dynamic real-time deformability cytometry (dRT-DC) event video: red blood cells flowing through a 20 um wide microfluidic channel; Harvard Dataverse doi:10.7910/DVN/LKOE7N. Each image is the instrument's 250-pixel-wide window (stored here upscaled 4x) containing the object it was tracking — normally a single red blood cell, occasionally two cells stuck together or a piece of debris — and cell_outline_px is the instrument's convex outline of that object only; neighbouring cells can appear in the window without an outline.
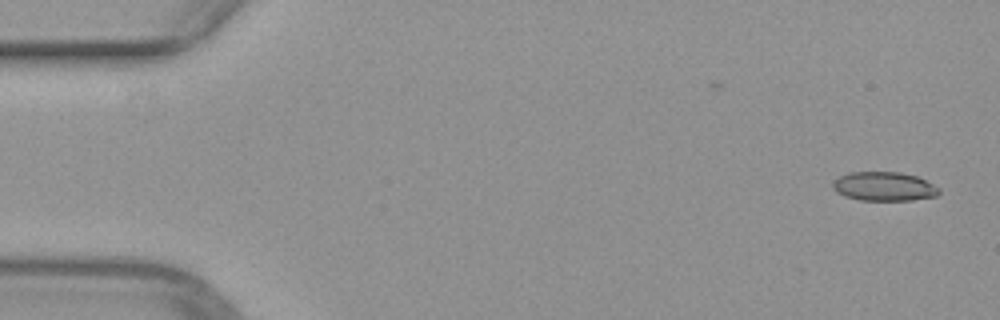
{"species": "common noctule bat (a hibernating species)", "species_latin": "Nyctalus noctula", "temperature_condition": "warm", "stored_images_in_passage": 49, "camera_frame_rate_fps": 3000, "um_per_image_px": 0.085, "animal": {"sex": "female", "body_mass_g": 29.2, "forearm_length_mm": 56.3}, "frame": {"image": 1, "passage_image": 1, "time_ms": 0.0, "image_size_px": [1000, 320], "cell_outline_px": [[940, 192], [936, 196], [912, 200], [860, 200], [844, 196], [836, 192], [832, 188], [832, 184], [840, 176], [848, 172], [900, 172], [916, 176], [940, 188]], "centroid_in_image_um": [75.13, 15.85], "position_along_channel_um": 9.9, "area_um2": 17.92}}
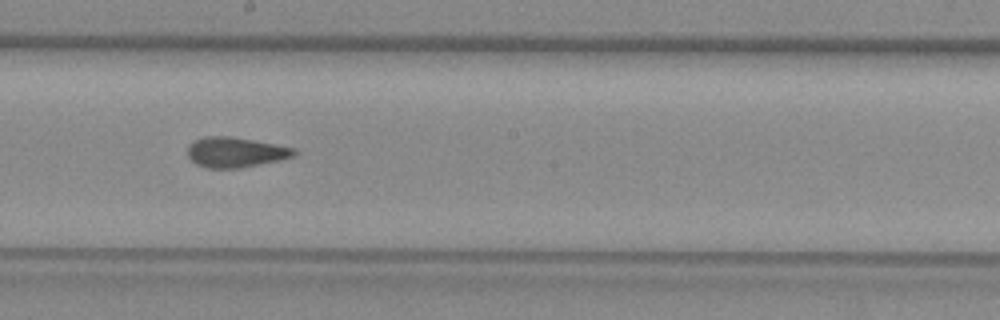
{"frame": {"image": 2, "passage_image": 27, "time_ms": 8.667, "image_size_px": [1000, 320], "cell_outline_px": [[296, 156], [280, 160], [240, 168], [208, 168], [196, 164], [188, 156], [188, 144], [192, 140], [204, 136], [232, 136], [292, 148], [296, 152]], "centroid_in_image_um": [19.96, 12.94], "position_along_channel_um": 228.2, "area_um2": 18.67}}
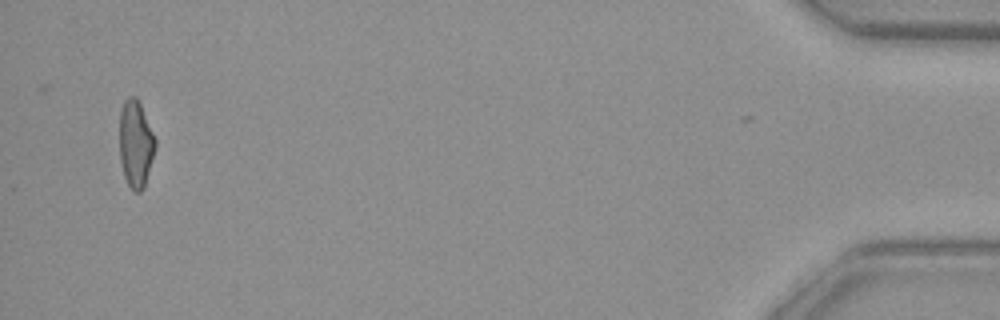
{"frame": {"image": 3, "passage_image": 48, "time_ms": 15.667, "image_size_px": [1000, 320], "cell_outline_px": [[156, 148], [144, 188], [140, 192], [132, 192], [124, 176], [120, 160], [120, 112], [124, 100], [128, 96], [136, 96], [140, 104], [156, 140]], "centroid_in_image_um": [11.53, 12.25], "position_along_channel_um": 423.7, "area_um2": 18.21}}